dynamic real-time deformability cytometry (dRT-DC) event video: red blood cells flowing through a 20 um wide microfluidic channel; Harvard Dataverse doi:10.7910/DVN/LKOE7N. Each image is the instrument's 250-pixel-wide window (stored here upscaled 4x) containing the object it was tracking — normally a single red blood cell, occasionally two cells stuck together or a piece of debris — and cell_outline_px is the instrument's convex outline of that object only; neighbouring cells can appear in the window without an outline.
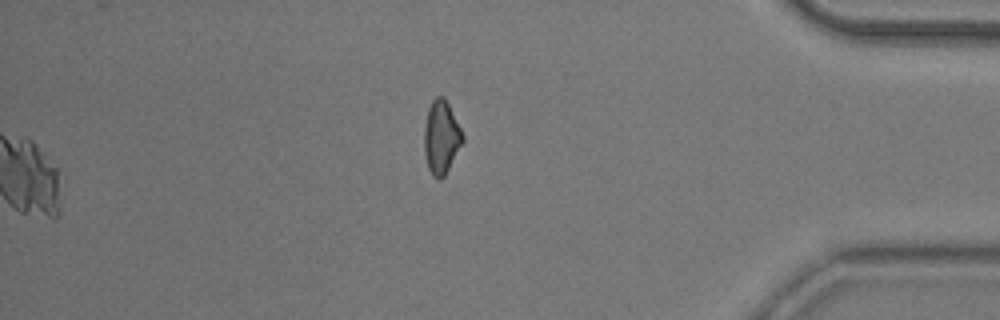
{"species": "common noctule bat (a hibernating species)", "species_latin": "Nyctalus noctula", "temperature_condition": "room temperature", "stored_images_in_passage": 52, "segment_of_instrument_passage": [2, 2], "camera_frame_rate_fps": 3000, "um_per_image_px": 0.085, "animal": {"sex": "male", "body_mass_g": 20.5, "forearm_length_mm": 52.5}, "frame": {"image": 1, "passage_image": 52, "time_ms": 17.0, "image_size_px": [1000, 320], "cell_outline_px": [[464, 140], [444, 176], [440, 180], [436, 180], [432, 176], [428, 168], [424, 152], [424, 128], [428, 108], [432, 100], [436, 96], [444, 96], [464, 136]], "centroid_in_image_um": [37.49, 11.68], "position_along_channel_um": 397.7, "area_um2": 16.36}}